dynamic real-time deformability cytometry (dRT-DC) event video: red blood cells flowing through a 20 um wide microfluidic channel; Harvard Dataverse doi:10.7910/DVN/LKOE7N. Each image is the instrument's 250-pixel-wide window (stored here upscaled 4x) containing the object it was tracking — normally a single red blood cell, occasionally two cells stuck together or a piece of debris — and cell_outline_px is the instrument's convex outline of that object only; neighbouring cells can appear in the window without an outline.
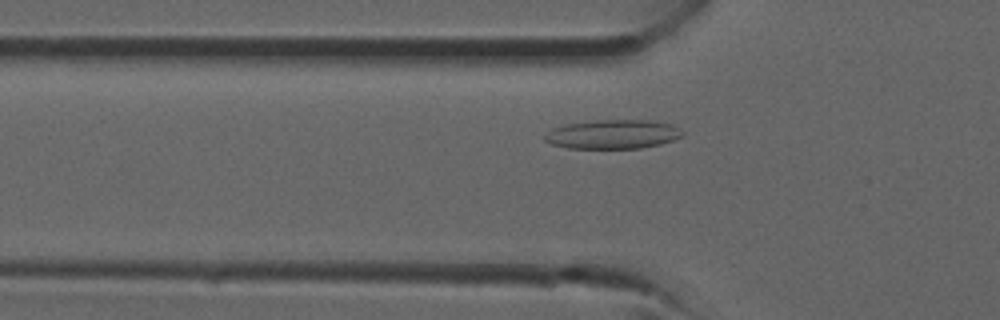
{"species": "common noctule bat (a hibernating species)", "species_latin": "Nyctalus noctula", "temperature_condition": "room temperature", "stored_images_in_passage": 34, "camera_frame_rate_fps": 3000, "um_per_image_px": 0.085, "animal": {"sex": "male", "forearm_length_mm": 52.5}, "frame": {"image": 1, "passage_image": 9, "time_ms": 2.667, "image_size_px": [1000, 320], "cell_outline_px": [[684, 136], [660, 144], [640, 148], [568, 148], [552, 144], [544, 140], [544, 136], [552, 128], [568, 124], [596, 120], [648, 120], [672, 124], [680, 128], [684, 132]], "centroid_in_image_um": [52.12, 11.41], "position_along_channel_um": 73.7, "area_um2": 23.29}}
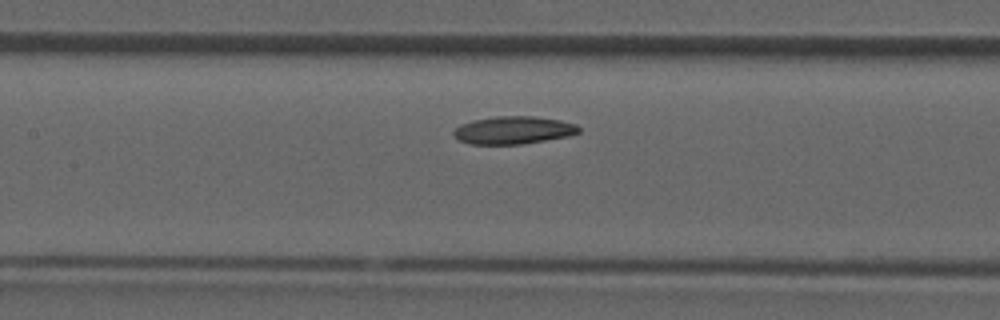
{"frame": {"image": 2, "passage_image": 14, "time_ms": 4.333, "image_size_px": [1000, 320], "cell_outline_px": [[580, 132], [568, 136], [524, 144], [468, 144], [460, 140], [452, 132], [460, 124], [472, 120], [496, 116], [532, 116], [560, 120], [576, 124], [580, 128]], "centroid_in_image_um": [43.64, 11.06], "position_along_channel_um": 163.8, "area_um2": 20.23}}
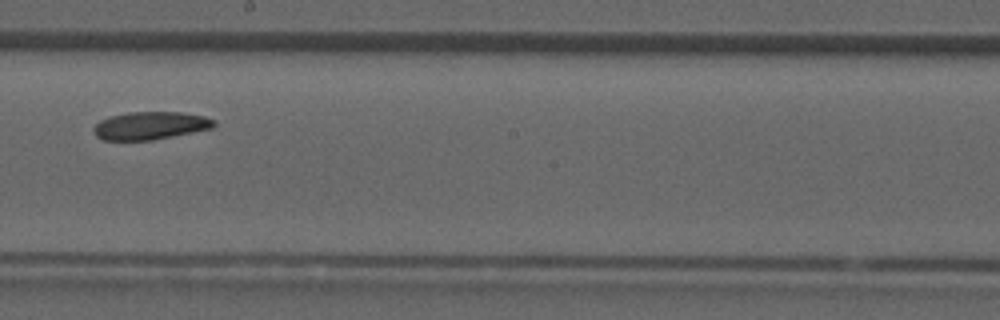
{"frame": {"image": 3, "passage_image": 18, "time_ms": 5.667, "image_size_px": [1000, 320], "cell_outline_px": [[216, 124], [212, 128], [152, 140], [104, 140], [96, 136], [92, 132], [92, 128], [100, 120], [108, 116], [128, 112], [180, 112], [204, 116], [216, 120]], "centroid_in_image_um": [12.74, 10.67], "position_along_channel_um": 235.5, "area_um2": 19.59}}